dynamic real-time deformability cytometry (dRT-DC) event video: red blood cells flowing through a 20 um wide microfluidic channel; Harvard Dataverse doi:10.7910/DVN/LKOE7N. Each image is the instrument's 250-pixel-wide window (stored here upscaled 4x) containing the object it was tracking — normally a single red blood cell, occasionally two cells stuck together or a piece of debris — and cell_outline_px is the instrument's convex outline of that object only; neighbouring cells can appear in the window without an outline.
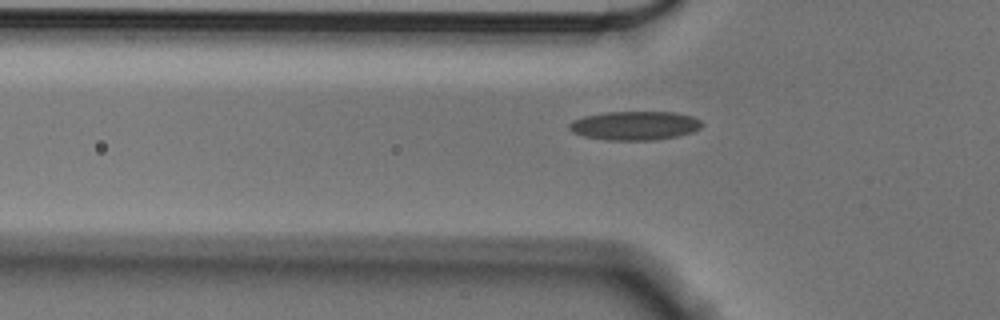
{"species": "Egyptian fruit bat (a non-hibernating species)", "species_latin": "Rousettus aegyptiacus", "temperature_condition": "cold", "stored_images_in_passage": 42, "camera_frame_rate_fps": 3000, "um_per_image_px": 0.085, "animal": {"sex": "male"}, "frame": {"image": 1, "passage_image": 9, "time_ms": 2.667, "image_size_px": [1000, 320], "cell_outline_px": [[704, 124], [700, 128], [692, 132], [676, 136], [656, 140], [604, 140], [584, 136], [572, 132], [568, 128], [568, 124], [572, 120], [584, 116], [608, 112], [676, 112], [692, 116], [700, 120]], "centroid_in_image_um": [53.95, 10.68], "position_along_channel_um": 71.9, "area_um2": 22.43}}
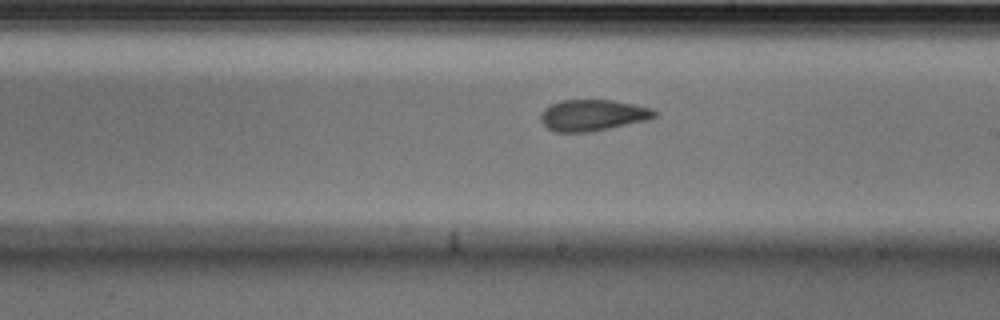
{"frame": {"image": 2, "passage_image": 23, "time_ms": 7.333, "image_size_px": [1000, 320], "cell_outline_px": [[656, 116], [648, 120], [592, 132], [556, 132], [548, 128], [540, 120], [540, 116], [544, 108], [560, 100], [612, 100], [652, 108], [656, 112]], "centroid_in_image_um": [50.38, 9.8], "position_along_channel_um": 238.6, "area_um2": 20.75}}
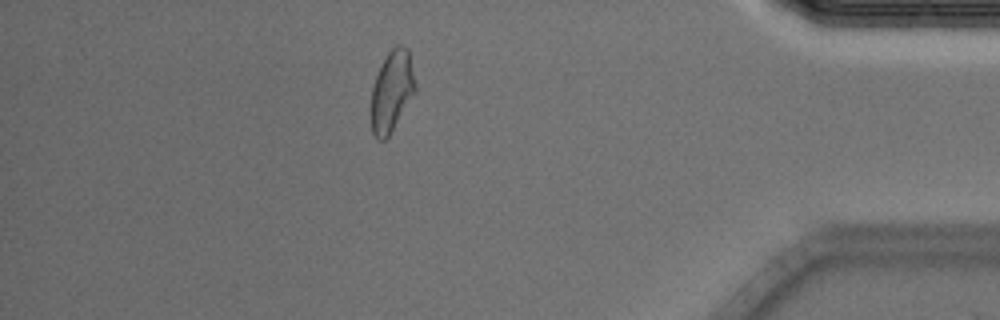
{"frame": {"image": 3, "passage_image": 40, "time_ms": 13.0, "image_size_px": [1000, 320], "cell_outline_px": [[416, 92], [388, 136], [384, 140], [376, 140], [372, 132], [372, 88], [376, 76], [388, 52], [396, 44], [404, 44], [408, 48], [416, 84]], "centroid_in_image_um": [33.33, 7.73], "position_along_channel_um": 401.9, "area_um2": 20.69}}